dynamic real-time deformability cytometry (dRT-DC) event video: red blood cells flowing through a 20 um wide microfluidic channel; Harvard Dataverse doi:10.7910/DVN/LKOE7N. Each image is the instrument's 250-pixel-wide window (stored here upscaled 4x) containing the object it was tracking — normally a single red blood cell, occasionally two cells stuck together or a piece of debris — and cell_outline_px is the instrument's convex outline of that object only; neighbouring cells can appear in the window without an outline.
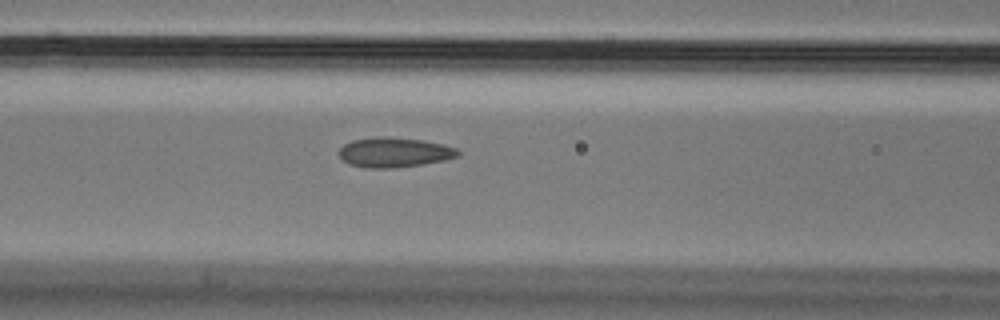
{"species": "Egyptian fruit bat (a non-hibernating species)", "species_latin": "Rousettus aegyptiacus", "temperature_condition": "cold", "stored_images_in_passage": 40, "camera_frame_rate_fps": 3000, "um_per_image_px": 0.085, "animal": {"sex": "male"}, "frame": {"image": 1, "passage_image": 17, "time_ms": 5.333, "image_size_px": [1000, 320], "cell_outline_px": [[460, 156], [444, 160], [424, 164], [396, 168], [364, 168], [348, 164], [336, 152], [344, 144], [352, 140], [376, 136], [388, 136], [424, 140], [444, 144], [456, 148], [460, 152]], "centroid_in_image_um": [33.51, 12.94], "position_along_channel_um": 133.1, "area_um2": 21.1}}
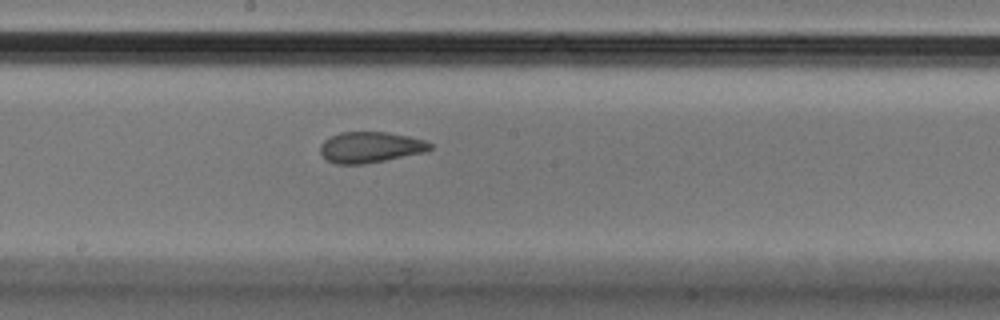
{"frame": {"image": 2, "passage_image": 24, "time_ms": 7.667, "image_size_px": [1000, 320], "cell_outline_px": [[432, 148], [424, 152], [364, 164], [336, 164], [324, 160], [320, 152], [320, 144], [324, 140], [340, 132], [384, 132], [408, 136], [424, 140], [432, 144]], "centroid_in_image_um": [31.43, 12.52], "position_along_channel_um": 216.8, "area_um2": 19.71}}
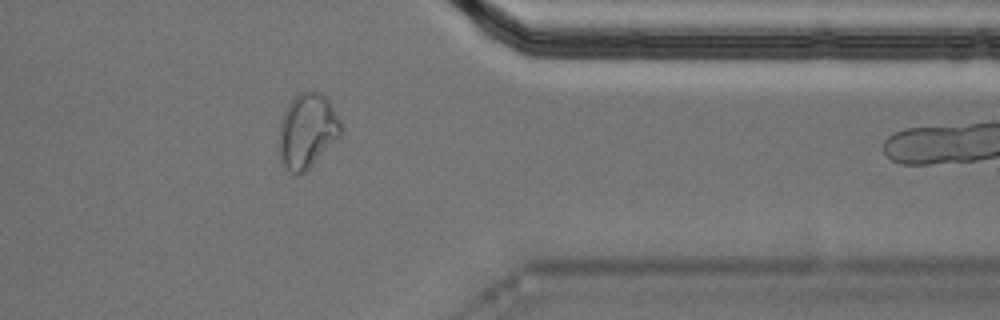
{"frame": {"image": 3, "passage_image": 39, "time_ms": 12.667, "image_size_px": [1000, 320], "cell_outline_px": [[344, 128], [340, 136], [304, 172], [296, 176], [288, 172], [280, 164], [280, 124], [292, 100], [300, 92], [312, 88], [320, 92], [328, 100], [340, 120]], "centroid_in_image_um": [26.13, 11.13], "position_along_channel_um": 385.3, "area_um2": 26.76}}